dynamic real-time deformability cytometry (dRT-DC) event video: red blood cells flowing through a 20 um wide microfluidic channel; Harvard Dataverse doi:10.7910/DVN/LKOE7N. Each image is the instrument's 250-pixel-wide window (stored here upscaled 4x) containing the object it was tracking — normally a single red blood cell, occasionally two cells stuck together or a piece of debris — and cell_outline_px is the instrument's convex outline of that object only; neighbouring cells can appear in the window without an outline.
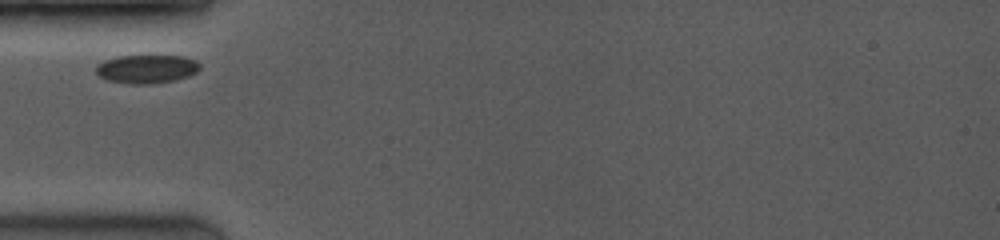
{"species": "common noctule bat (a hibernating species)", "species_latin": "Nyctalus noctula", "temperature_condition": "room temperature", "stored_images_in_passage": 38, "camera_frame_rate_fps": 3500, "um_per_image_px": 0.085, "animal": {"sex": "female", "body_mass_g": 19.0, "forearm_length_mm": 53.3}, "frame": {"image": 1, "passage_image": 1, "time_ms": 0.0, "image_size_px": [1000, 240], "cell_outline_px": [[200, 68], [196, 72], [188, 76], [176, 80], [148, 84], [128, 84], [104, 80], [96, 76], [96, 64], [104, 60], [116, 56], [184, 56], [196, 60], [200, 64]], "centroid_in_image_um": [12.41, 5.87], "position_along_channel_um": 72.6, "area_um2": 17.57}}
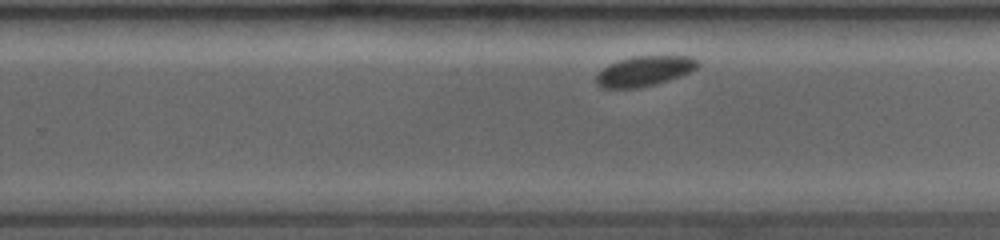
{"frame": {"image": 2, "passage_image": 18, "time_ms": 5.429, "image_size_px": [1000, 240], "cell_outline_px": [[700, 64], [696, 68], [680, 76], [656, 84], [636, 88], [600, 88], [596, 84], [596, 72], [608, 64], [632, 56], [692, 56], [700, 60]], "centroid_in_image_um": [54.75, 6.04], "position_along_channel_um": 275.1, "area_um2": 17.98}}
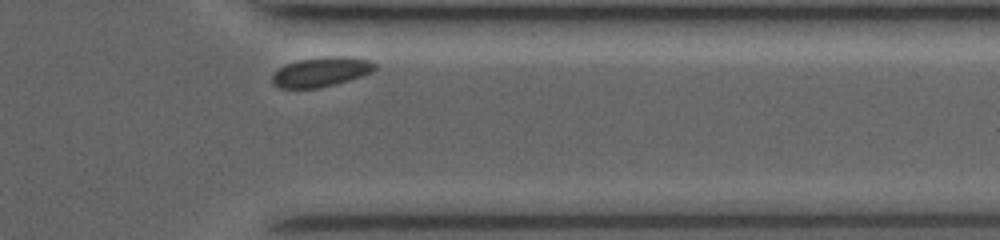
{"frame": {"image": 3, "passage_image": 35, "time_ms": 8.286, "image_size_px": [1000, 240], "cell_outline_px": [[376, 68], [372, 72], [364, 76], [336, 84], [320, 88], [280, 88], [272, 84], [272, 76], [284, 64], [300, 60], [324, 56], [348, 56], [372, 60], [376, 64]], "centroid_in_image_um": [27.35, 6.11], "position_along_channel_um": 384.1, "area_um2": 17.98}}